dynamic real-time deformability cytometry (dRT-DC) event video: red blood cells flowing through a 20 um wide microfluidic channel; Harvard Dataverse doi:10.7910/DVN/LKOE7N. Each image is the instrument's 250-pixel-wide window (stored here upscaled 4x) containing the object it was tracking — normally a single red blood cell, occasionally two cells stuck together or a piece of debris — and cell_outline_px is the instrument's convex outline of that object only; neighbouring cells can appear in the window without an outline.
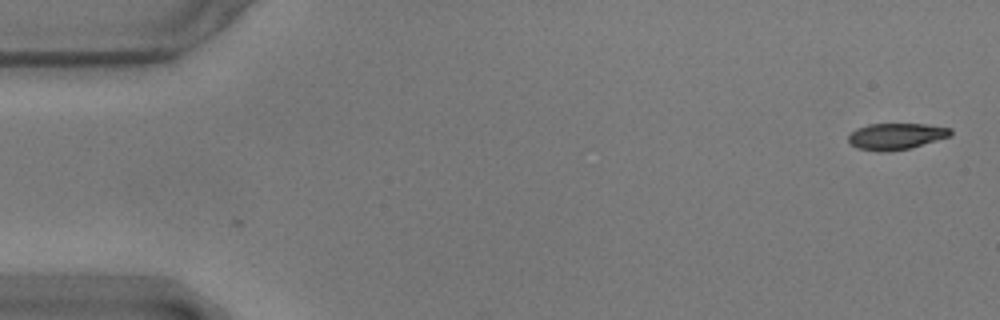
{"species": "common noctule bat (a hibernating species)", "species_latin": "Nyctalus noctula", "temperature_condition": "warm", "stored_images_in_passage": 2, "camera_frame_rate_fps": 3000, "um_per_image_px": 0.085, "animal": {"sex": "male", "body_mass_g": 17.9}, "frame": {"image": 1, "passage_image": 2, "time_ms": 0.333, "image_size_px": [1000, 320], "cell_outline_px": [[952, 136], [912, 148], [888, 152], [880, 152], [856, 148], [848, 144], [848, 136], [856, 128], [868, 124], [924, 124], [952, 128]], "centroid_in_image_um": [76.16, 11.6], "position_along_channel_um": 8.8, "area_um2": 16.07}}